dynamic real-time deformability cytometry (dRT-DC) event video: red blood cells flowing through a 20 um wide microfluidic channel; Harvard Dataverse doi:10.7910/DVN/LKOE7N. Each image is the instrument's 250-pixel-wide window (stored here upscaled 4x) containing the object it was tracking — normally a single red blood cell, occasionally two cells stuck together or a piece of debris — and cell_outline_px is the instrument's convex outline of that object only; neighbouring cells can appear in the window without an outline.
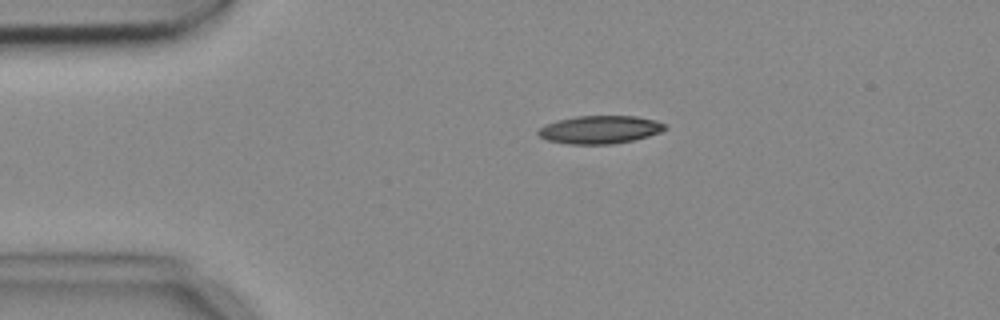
{"species": "common noctule bat (a hibernating species)", "species_latin": "Nyctalus noctula", "temperature_condition": "cold", "stored_images_in_passage": 3, "camera_frame_rate_fps": 3000, "um_per_image_px": 0.085, "animal": {"sex": "female", "body_mass_g": 18.4}, "frame": {"image": 1, "passage_image": 2, "time_ms": 0.333, "image_size_px": [1000, 320], "cell_outline_px": [[668, 128], [660, 132], [648, 136], [632, 140], [612, 144], [568, 144], [548, 140], [540, 136], [536, 132], [540, 128], [548, 124], [560, 120], [576, 116], [636, 116], [656, 120], [668, 124]], "centroid_in_image_um": [51.05, 11.01], "position_along_channel_um": 33.9, "area_um2": 20.58}}